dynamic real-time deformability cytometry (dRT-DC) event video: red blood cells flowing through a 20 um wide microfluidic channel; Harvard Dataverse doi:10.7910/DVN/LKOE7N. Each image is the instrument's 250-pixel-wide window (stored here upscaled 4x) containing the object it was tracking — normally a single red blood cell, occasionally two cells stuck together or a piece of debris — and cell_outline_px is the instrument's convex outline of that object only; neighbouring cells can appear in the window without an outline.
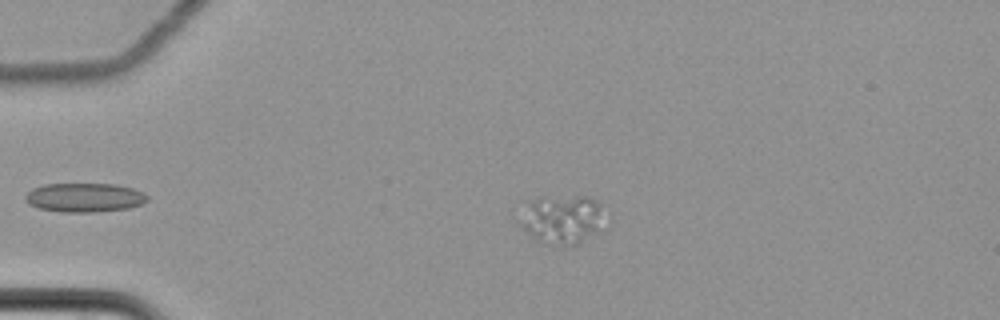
{"species": "common noctule bat (a hibernating species)", "species_latin": "Nyctalus noctula", "temperature_condition": "cold", "stored_images_in_passage": 5, "camera_frame_rate_fps": 3000, "um_per_image_px": 0.085, "animal": {"sex": "female", "body_mass_g": 22.7, "forearm_length_mm": 54.2}, "frame": {"image": 1, "passage_image": 4, "time_ms": 1.0, "image_size_px": [1000, 320], "cell_outline_px": [[600, 228], [596, 232], [580, 244], [572, 248], [548, 244], [540, 240], [516, 224], [512, 216], [512, 208], [524, 200], [540, 196], [588, 196], [596, 200], [600, 204]], "centroid_in_image_um": [47.52, 18.6], "position_along_channel_um": 37.5, "area_um2": 25.78}}